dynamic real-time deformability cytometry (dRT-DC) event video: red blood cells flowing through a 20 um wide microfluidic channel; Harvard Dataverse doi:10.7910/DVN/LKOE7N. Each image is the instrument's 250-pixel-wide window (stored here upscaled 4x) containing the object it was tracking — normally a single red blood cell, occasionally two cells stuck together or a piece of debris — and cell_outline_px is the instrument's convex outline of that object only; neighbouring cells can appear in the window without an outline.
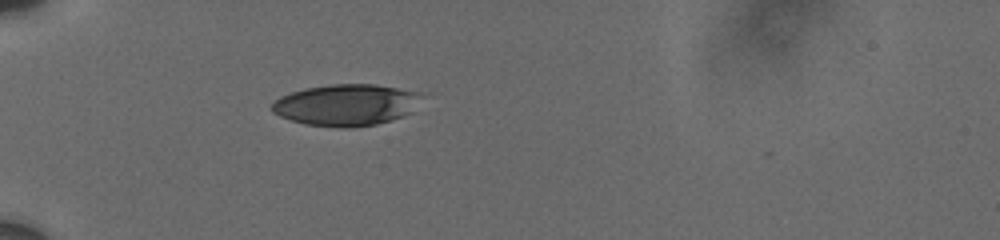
{"species": "human", "species_latin": "Homo sapiens", "temperature_condition": "cold", "stored_images_in_passage": 6, "camera_frame_rate_fps": 3000, "um_per_image_px": 0.085, "donor": {"sex": "male"}, "frame": {"image": 1, "passage_image": 1, "time_ms": 0.0, "image_size_px": [1000, 240], "cell_outline_px": [[428, 92], [412, 112], [404, 116], [376, 124], [348, 128], [344, 128], [304, 124], [280, 116], [272, 112], [272, 104], [280, 96], [292, 92], [308, 88], [332, 84], [376, 84]], "centroid_in_image_um": [29.53, 8.9], "position_along_channel_um": 55.5, "area_um2": 36.65}}
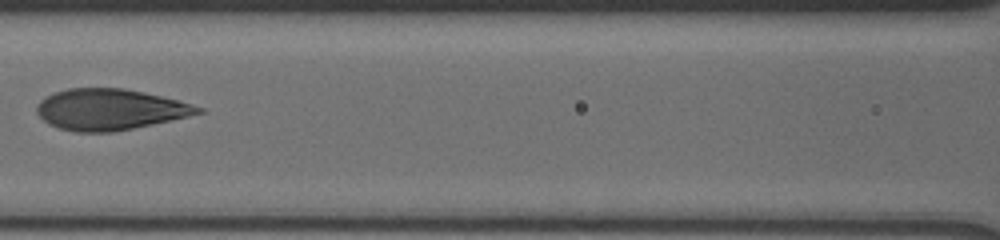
{"frame": {"image": 2, "passage_image": 4, "time_ms": 3.333, "image_size_px": [1000, 240], "cell_outline_px": [[204, 112], [188, 116], [152, 124], [112, 132], [76, 132], [60, 128], [48, 124], [36, 112], [36, 108], [40, 100], [56, 92], [68, 88], [124, 88], [160, 96], [176, 100], [204, 108]], "centroid_in_image_um": [9.31, 9.31], "position_along_channel_um": 157.3, "area_um2": 38.09}}
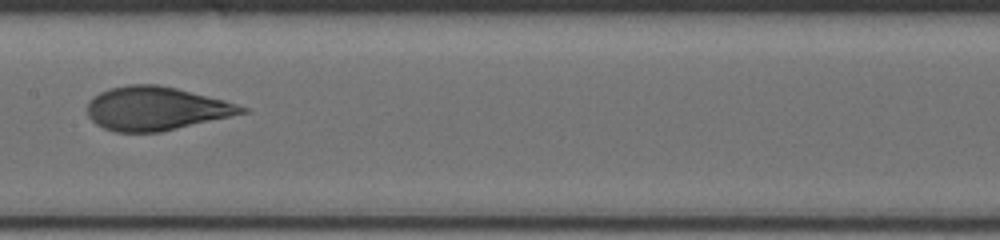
{"frame": {"image": 3, "passage_image": 5, "time_ms": 4.333, "image_size_px": [1000, 240], "cell_outline_px": [[248, 112], [160, 132], [116, 132], [104, 128], [96, 124], [88, 116], [88, 104], [100, 92], [108, 88], [128, 84], [156, 84], [176, 88], [224, 100], [248, 108]], "centroid_in_image_um": [13.24, 9.22], "position_along_channel_um": 194.2, "area_um2": 38.84}}